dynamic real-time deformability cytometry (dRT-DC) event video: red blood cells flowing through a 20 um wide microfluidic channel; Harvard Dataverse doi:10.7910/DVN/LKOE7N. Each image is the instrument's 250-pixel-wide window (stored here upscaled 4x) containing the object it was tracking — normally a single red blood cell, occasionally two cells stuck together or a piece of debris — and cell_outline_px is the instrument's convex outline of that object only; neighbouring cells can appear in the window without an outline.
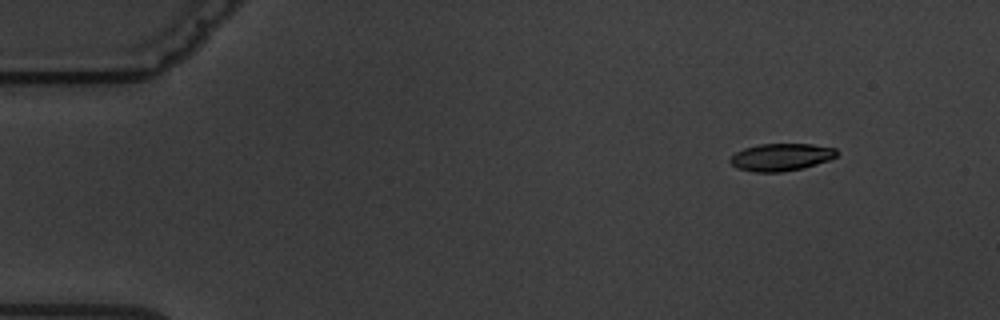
{"species": "common noctule bat (a hibernating species)", "species_latin": "Nyctalus noctula", "temperature_condition": "warm", "stored_images_in_passage": 5, "camera_frame_rate_fps": 3000, "um_per_image_px": 0.085, "animal": {"sex": "male", "body_mass_g": 19.5, "forearm_length_mm": 54.6}, "frame": {"image": 1, "passage_image": 2, "time_ms": 2.0, "image_size_px": [1000, 320], "cell_outline_px": [[840, 152], [832, 160], [804, 168], [780, 172], [752, 172], [736, 168], [728, 160], [736, 152], [744, 148], [760, 144], [812, 144], [836, 148]], "centroid_in_image_um": [66.43, 13.36], "position_along_channel_um": 18.6, "area_um2": 17.28}}
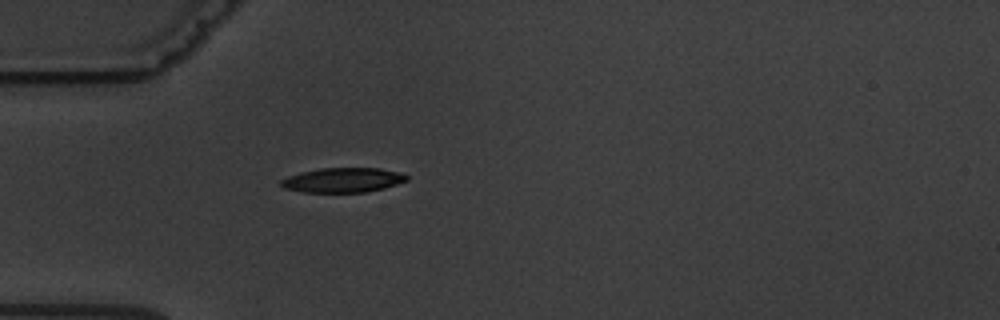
{"frame": {"image": 2, "passage_image": 5, "time_ms": 5.667, "image_size_px": [1000, 320], "cell_outline_px": [[408, 180], [384, 188], [364, 192], [304, 192], [284, 188], [280, 184], [280, 180], [288, 176], [300, 172], [320, 168], [380, 168], [400, 172], [408, 176]], "centroid_in_image_um": [29.14, 15.3], "position_along_channel_um": 55.9, "area_um2": 18.03}}